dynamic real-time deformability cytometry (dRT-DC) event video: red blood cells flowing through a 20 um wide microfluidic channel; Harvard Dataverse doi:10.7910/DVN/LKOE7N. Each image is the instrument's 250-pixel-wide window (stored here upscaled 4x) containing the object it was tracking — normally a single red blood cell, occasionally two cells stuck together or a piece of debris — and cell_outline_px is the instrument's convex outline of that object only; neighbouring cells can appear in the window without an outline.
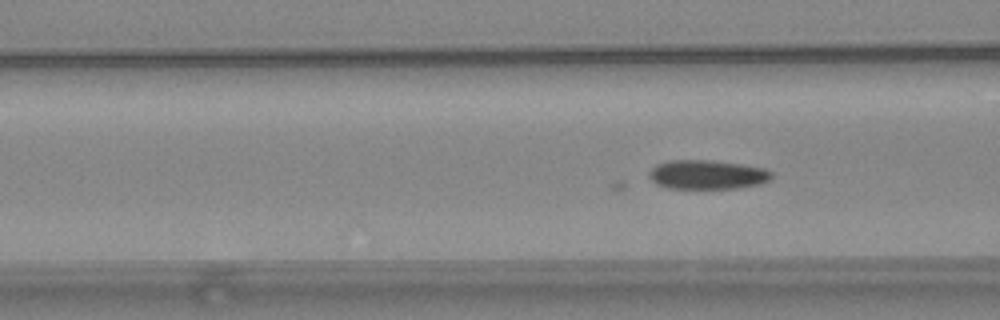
{"species": "common noctule bat (a hibernating species)", "species_latin": "Nyctalus noctula", "temperature_condition": "warm", "stored_images_in_passage": 45, "camera_frame_rate_fps": 3000, "um_per_image_px": 0.085, "animal": {"sex": "female", "body_mass_g": 24.6, "forearm_length_mm": 56.2}, "frame": {"image": 1, "passage_image": 12, "time_ms": 3.667, "image_size_px": [1000, 320], "cell_outline_px": [[772, 176], [768, 180], [760, 184], [736, 188], [668, 188], [656, 184], [648, 176], [648, 172], [656, 164], [672, 160], [708, 160], [740, 164], [764, 168], [772, 172]], "centroid_in_image_um": [60.09, 14.84], "position_along_channel_um": 106.5, "area_um2": 20.69}}
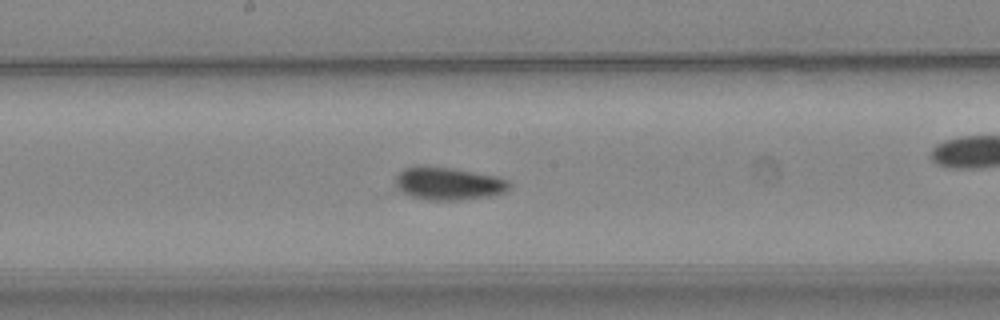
{"frame": {"image": 2, "passage_image": 20, "time_ms": 6.333, "image_size_px": [1000, 320], "cell_outline_px": [[512, 188], [504, 192], [492, 196], [460, 200], [428, 200], [412, 196], [396, 188], [396, 176], [404, 168], [424, 164], [452, 168], [496, 176], [508, 180], [512, 184]], "centroid_in_image_um": [38.14, 15.59], "position_along_channel_um": 210.1, "area_um2": 22.02}}
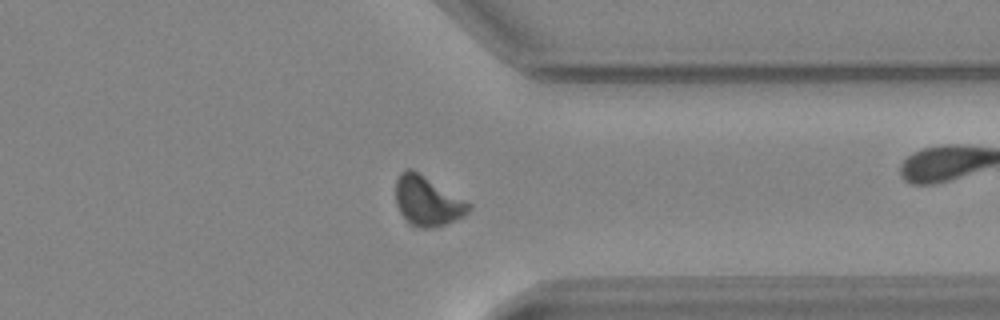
{"frame": {"image": 3, "passage_image": 33, "time_ms": 10.667, "image_size_px": [1000, 320], "cell_outline_px": [[472, 208], [464, 216], [444, 224], [432, 228], [416, 228], [408, 224], [400, 212], [396, 204], [396, 180], [400, 172], [404, 168], [412, 168], [472, 204]], "centroid_in_image_um": [36.31, 17.09], "position_along_channel_um": 375.1, "area_um2": 21.33}}